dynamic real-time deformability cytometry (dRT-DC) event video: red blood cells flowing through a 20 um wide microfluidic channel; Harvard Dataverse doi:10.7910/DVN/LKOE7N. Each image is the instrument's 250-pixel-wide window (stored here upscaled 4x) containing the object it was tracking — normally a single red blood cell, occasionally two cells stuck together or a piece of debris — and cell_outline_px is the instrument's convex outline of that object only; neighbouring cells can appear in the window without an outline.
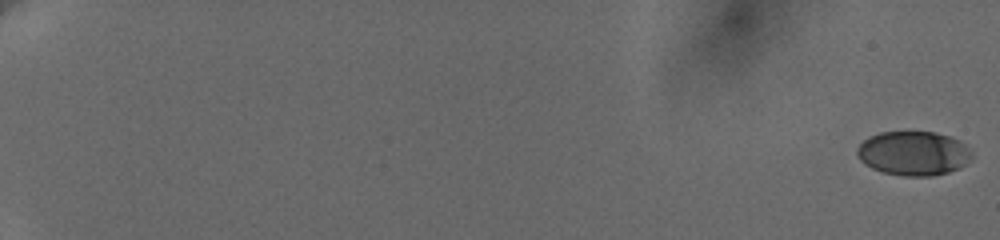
{"species": "human", "species_latin": "Homo sapiens", "temperature_condition": "cold", "stored_images_in_passage": 61, "camera_frame_rate_fps": 3000, "um_per_image_px": 0.085, "donor": {"sex": "female"}, "frame": {"image": 1, "passage_image": 1, "time_ms": 0.0, "image_size_px": [1000, 240], "cell_outline_px": [[972, 156], [960, 168], [948, 172], [932, 176], [904, 176], [884, 172], [872, 168], [864, 164], [860, 160], [856, 152], [856, 148], [868, 136], [880, 132], [936, 132], [960, 140], [972, 152]], "centroid_in_image_um": [77.62, 13.03], "position_along_channel_um": 7.4, "area_um2": 29.59}}
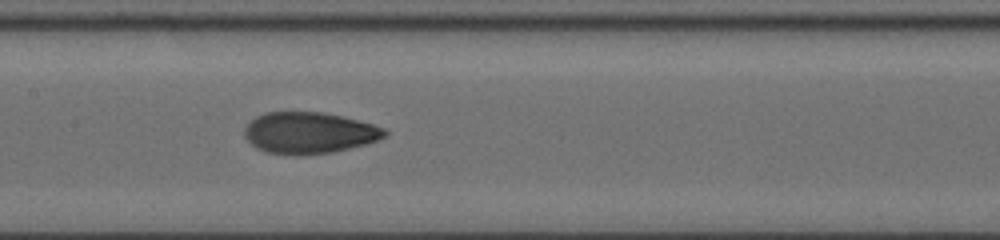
{"frame": {"image": 2, "passage_image": 35, "time_ms": 11.333, "image_size_px": [1000, 240], "cell_outline_px": [[388, 136], [364, 144], [332, 152], [300, 156], [296, 156], [268, 152], [256, 148], [244, 136], [244, 128], [256, 116], [268, 112], [320, 112], [344, 116], [372, 124], [384, 128], [388, 132]], "centroid_in_image_um": [26.27, 11.29], "position_along_channel_um": 181.1, "area_um2": 33.81}}
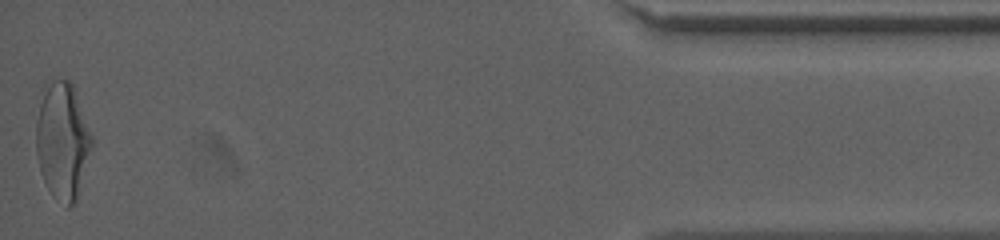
{"frame": {"image": 3, "passage_image": 61, "time_ms": 20.0, "image_size_px": [1000, 240], "cell_outline_px": [[92, 144], [76, 196], [72, 204], [68, 208], [52, 196], [40, 172], [36, 152], [36, 120], [44, 84], [52, 80], [68, 80], [72, 84], [92, 136]], "centroid_in_image_um": [5.26, 11.94], "position_along_channel_um": 429.9, "area_um2": 37.22}, "authors_computed_cell_mechanics": {"area_um2": 32.8882, "velocity_mm_per_s": 3.6516, "shape_relaxation_time_tau1_ms": 5.4367, "shape_relaxation_time_tau2_ms": 1.3026, "deformation_change_tau1": 0.1751, "deformation_change_tau2": 0.0651}}